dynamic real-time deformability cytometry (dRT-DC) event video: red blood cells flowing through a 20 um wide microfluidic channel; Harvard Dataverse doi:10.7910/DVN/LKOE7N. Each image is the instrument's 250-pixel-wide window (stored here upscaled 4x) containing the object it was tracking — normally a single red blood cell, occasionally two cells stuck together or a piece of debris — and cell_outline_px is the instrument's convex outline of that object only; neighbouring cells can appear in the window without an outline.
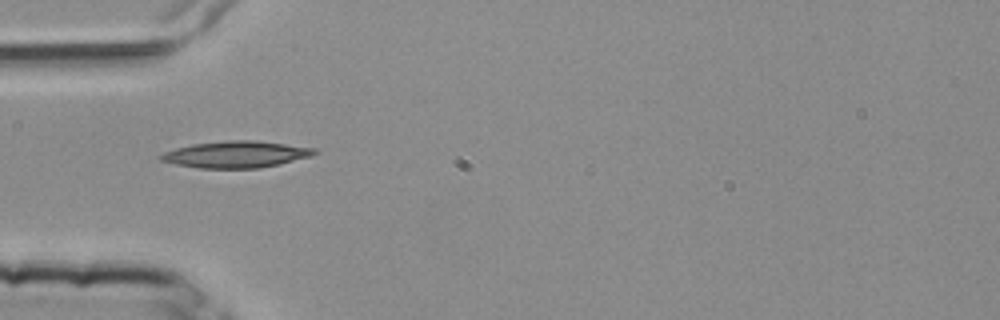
{"species": "common noctule bat (a hibernating species)", "species_latin": "Nyctalus noctula", "temperature_condition": "room temperature", "stored_images_in_passage": 4, "camera_frame_rate_fps": 3000, "um_per_image_px": 0.085, "animal": {"sex": "female", "body_mass_g": 25.1}, "frame": {"image": 1, "passage_image": 4, "time_ms": 1.0, "image_size_px": [1000, 320], "cell_outline_px": [[320, 152], [312, 156], [276, 164], [256, 168], [200, 168], [176, 164], [160, 160], [160, 156], [164, 152], [176, 148], [192, 144], [228, 140], [252, 140], [316, 148]], "centroid_in_image_um": [20.07, 13.11], "position_along_channel_um": 64.9, "area_um2": 23.52}}